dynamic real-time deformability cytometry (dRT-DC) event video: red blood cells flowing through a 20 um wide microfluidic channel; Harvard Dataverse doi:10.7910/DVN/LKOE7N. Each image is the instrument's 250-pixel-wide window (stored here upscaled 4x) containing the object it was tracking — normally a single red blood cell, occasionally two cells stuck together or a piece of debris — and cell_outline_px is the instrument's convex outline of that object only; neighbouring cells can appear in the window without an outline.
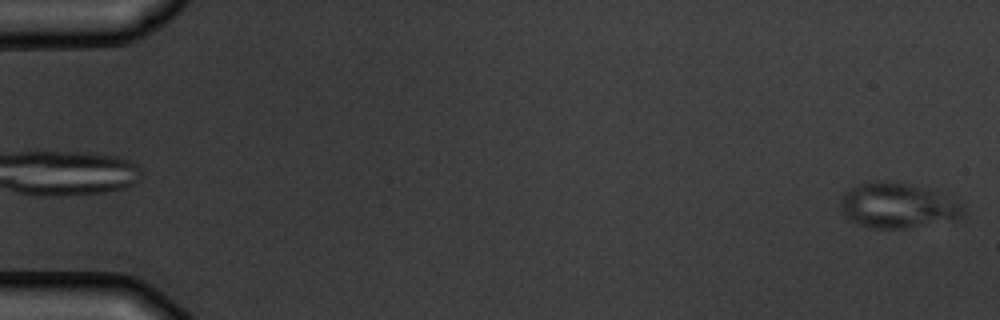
{"species": "common noctule bat (a hibernating species)", "species_latin": "Nyctalus noctula", "temperature_condition": "warm", "stored_images_in_passage": 6, "camera_frame_rate_fps": 3000, "um_per_image_px": 0.085, "animal": {"sex": "male", "body_mass_g": 19.5, "forearm_length_mm": 54.6}, "frame": {"image": 1, "passage_image": 6, "time_ms": 5.667, "image_size_px": [1000, 320], "cell_outline_px": [[964, 216], [956, 220], [904, 228], [868, 228], [848, 220], [844, 216], [840, 208], [840, 200], [844, 192], [848, 188], [868, 180], [884, 180], [912, 184], [928, 188], [956, 200], [964, 204]], "centroid_in_image_um": [76.28, 17.45], "position_along_channel_um": 8.7, "area_um2": 33.06}}